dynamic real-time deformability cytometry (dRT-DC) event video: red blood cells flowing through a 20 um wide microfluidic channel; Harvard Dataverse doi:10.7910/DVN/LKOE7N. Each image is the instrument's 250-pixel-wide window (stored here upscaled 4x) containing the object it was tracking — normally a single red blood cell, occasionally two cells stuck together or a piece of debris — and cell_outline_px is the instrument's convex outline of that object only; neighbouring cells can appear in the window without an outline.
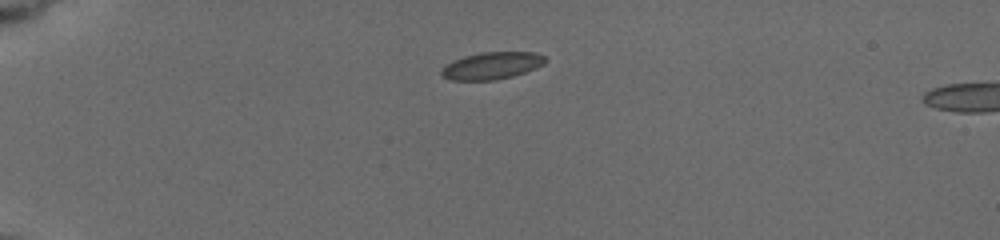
{"species": "common noctule bat (a hibernating species)", "species_latin": "Nyctalus noctula", "temperature_condition": "cold", "stored_images_in_passage": 6, "camera_frame_rate_fps": 3000, "um_per_image_px": 0.085, "animal": {"sex": "female", "body_mass_g": 19.5, "forearm_length_mm": 54.1}, "frame": {"image": 1, "passage_image": 1, "time_ms": 0.0, "image_size_px": [1000, 240], "cell_outline_px": [[544, 64], [536, 68], [512, 76], [496, 80], [448, 80], [440, 72], [452, 60], [464, 56], [480, 52], [536, 52], [544, 56]], "centroid_in_image_um": [41.8, 5.58], "position_along_channel_um": 43.2, "area_um2": 16.3}}